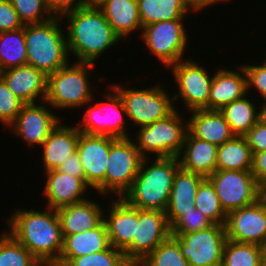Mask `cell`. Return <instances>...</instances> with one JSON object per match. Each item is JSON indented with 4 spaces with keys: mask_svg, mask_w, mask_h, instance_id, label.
Returning <instances> with one entry per match:
<instances>
[{
    "mask_svg": "<svg viewBox=\"0 0 266 266\" xmlns=\"http://www.w3.org/2000/svg\"><path fill=\"white\" fill-rule=\"evenodd\" d=\"M9 233L44 266H53L63 248V235L57 210H18L7 220Z\"/></svg>",
    "mask_w": 266,
    "mask_h": 266,
    "instance_id": "cell-1",
    "label": "cell"
},
{
    "mask_svg": "<svg viewBox=\"0 0 266 266\" xmlns=\"http://www.w3.org/2000/svg\"><path fill=\"white\" fill-rule=\"evenodd\" d=\"M68 51L77 62L94 64L95 60L120 41V37L104 16L100 8H79L64 14Z\"/></svg>",
    "mask_w": 266,
    "mask_h": 266,
    "instance_id": "cell-2",
    "label": "cell"
},
{
    "mask_svg": "<svg viewBox=\"0 0 266 266\" xmlns=\"http://www.w3.org/2000/svg\"><path fill=\"white\" fill-rule=\"evenodd\" d=\"M149 160H142L138 175L122 199L133 208L165 211L179 160L178 157L155 158L148 166Z\"/></svg>",
    "mask_w": 266,
    "mask_h": 266,
    "instance_id": "cell-3",
    "label": "cell"
},
{
    "mask_svg": "<svg viewBox=\"0 0 266 266\" xmlns=\"http://www.w3.org/2000/svg\"><path fill=\"white\" fill-rule=\"evenodd\" d=\"M60 21L61 17H53L43 23L25 25L27 64L46 76L69 63L66 32L62 31Z\"/></svg>",
    "mask_w": 266,
    "mask_h": 266,
    "instance_id": "cell-4",
    "label": "cell"
},
{
    "mask_svg": "<svg viewBox=\"0 0 266 266\" xmlns=\"http://www.w3.org/2000/svg\"><path fill=\"white\" fill-rule=\"evenodd\" d=\"M94 64L75 62L67 64L47 76L45 101L50 108H77L92 103L93 95L89 83V71Z\"/></svg>",
    "mask_w": 266,
    "mask_h": 266,
    "instance_id": "cell-5",
    "label": "cell"
},
{
    "mask_svg": "<svg viewBox=\"0 0 266 266\" xmlns=\"http://www.w3.org/2000/svg\"><path fill=\"white\" fill-rule=\"evenodd\" d=\"M180 115L175 109L167 117L139 128L135 145L143 158H148V153L157 154L156 158L180 155L188 132V122Z\"/></svg>",
    "mask_w": 266,
    "mask_h": 266,
    "instance_id": "cell-6",
    "label": "cell"
},
{
    "mask_svg": "<svg viewBox=\"0 0 266 266\" xmlns=\"http://www.w3.org/2000/svg\"><path fill=\"white\" fill-rule=\"evenodd\" d=\"M110 86L120 94L126 119L129 118L135 126L150 125L167 117L176 108L173 98L168 96L167 90L165 91L160 84L148 89H126L117 83Z\"/></svg>",
    "mask_w": 266,
    "mask_h": 266,
    "instance_id": "cell-7",
    "label": "cell"
},
{
    "mask_svg": "<svg viewBox=\"0 0 266 266\" xmlns=\"http://www.w3.org/2000/svg\"><path fill=\"white\" fill-rule=\"evenodd\" d=\"M143 159L133 139L117 138L108 155L105 195L114 192L117 198H122L138 175Z\"/></svg>",
    "mask_w": 266,
    "mask_h": 266,
    "instance_id": "cell-8",
    "label": "cell"
},
{
    "mask_svg": "<svg viewBox=\"0 0 266 266\" xmlns=\"http://www.w3.org/2000/svg\"><path fill=\"white\" fill-rule=\"evenodd\" d=\"M190 266H221L223 248L227 240L225 225L191 233H171Z\"/></svg>",
    "mask_w": 266,
    "mask_h": 266,
    "instance_id": "cell-9",
    "label": "cell"
},
{
    "mask_svg": "<svg viewBox=\"0 0 266 266\" xmlns=\"http://www.w3.org/2000/svg\"><path fill=\"white\" fill-rule=\"evenodd\" d=\"M112 93L105 94L106 101H100L86 109L83 121L76 126L80 132L90 135H106L114 138H129L124 116L126 111L120 94L111 86Z\"/></svg>",
    "mask_w": 266,
    "mask_h": 266,
    "instance_id": "cell-10",
    "label": "cell"
},
{
    "mask_svg": "<svg viewBox=\"0 0 266 266\" xmlns=\"http://www.w3.org/2000/svg\"><path fill=\"white\" fill-rule=\"evenodd\" d=\"M141 31L140 38L166 67L169 68L183 59L188 44L183 19L151 23Z\"/></svg>",
    "mask_w": 266,
    "mask_h": 266,
    "instance_id": "cell-11",
    "label": "cell"
},
{
    "mask_svg": "<svg viewBox=\"0 0 266 266\" xmlns=\"http://www.w3.org/2000/svg\"><path fill=\"white\" fill-rule=\"evenodd\" d=\"M208 179L214 185L226 214L249 206L262 197V189L251 171L216 170Z\"/></svg>",
    "mask_w": 266,
    "mask_h": 266,
    "instance_id": "cell-12",
    "label": "cell"
},
{
    "mask_svg": "<svg viewBox=\"0 0 266 266\" xmlns=\"http://www.w3.org/2000/svg\"><path fill=\"white\" fill-rule=\"evenodd\" d=\"M171 235L165 211L138 209V224L132 242L123 250L125 259L137 266Z\"/></svg>",
    "mask_w": 266,
    "mask_h": 266,
    "instance_id": "cell-13",
    "label": "cell"
},
{
    "mask_svg": "<svg viewBox=\"0 0 266 266\" xmlns=\"http://www.w3.org/2000/svg\"><path fill=\"white\" fill-rule=\"evenodd\" d=\"M177 83L178 92L173 100L179 97L185 103L188 110L208 109V98L211 90L213 76L210 77L204 67L196 61L180 60L170 66Z\"/></svg>",
    "mask_w": 266,
    "mask_h": 266,
    "instance_id": "cell-14",
    "label": "cell"
},
{
    "mask_svg": "<svg viewBox=\"0 0 266 266\" xmlns=\"http://www.w3.org/2000/svg\"><path fill=\"white\" fill-rule=\"evenodd\" d=\"M117 138L80 132L76 152L84 171L85 182L105 195V172L111 144Z\"/></svg>",
    "mask_w": 266,
    "mask_h": 266,
    "instance_id": "cell-15",
    "label": "cell"
},
{
    "mask_svg": "<svg viewBox=\"0 0 266 266\" xmlns=\"http://www.w3.org/2000/svg\"><path fill=\"white\" fill-rule=\"evenodd\" d=\"M225 230L228 240L264 246L266 244V200L261 197L249 206L229 212Z\"/></svg>",
    "mask_w": 266,
    "mask_h": 266,
    "instance_id": "cell-16",
    "label": "cell"
},
{
    "mask_svg": "<svg viewBox=\"0 0 266 266\" xmlns=\"http://www.w3.org/2000/svg\"><path fill=\"white\" fill-rule=\"evenodd\" d=\"M44 102L24 104L16 120L10 126L15 134L21 137L28 146L39 145L40 148L48 138L50 132L61 121Z\"/></svg>",
    "mask_w": 266,
    "mask_h": 266,
    "instance_id": "cell-17",
    "label": "cell"
},
{
    "mask_svg": "<svg viewBox=\"0 0 266 266\" xmlns=\"http://www.w3.org/2000/svg\"><path fill=\"white\" fill-rule=\"evenodd\" d=\"M13 94L24 104L44 102L47 93V76L31 65H22L2 71L1 77Z\"/></svg>",
    "mask_w": 266,
    "mask_h": 266,
    "instance_id": "cell-18",
    "label": "cell"
},
{
    "mask_svg": "<svg viewBox=\"0 0 266 266\" xmlns=\"http://www.w3.org/2000/svg\"><path fill=\"white\" fill-rule=\"evenodd\" d=\"M44 174L47 177V182L43 193L45 198L47 197L48 208L57 210L87 200L83 197L89 188L85 178L72 177L57 169L44 172Z\"/></svg>",
    "mask_w": 266,
    "mask_h": 266,
    "instance_id": "cell-19",
    "label": "cell"
},
{
    "mask_svg": "<svg viewBox=\"0 0 266 266\" xmlns=\"http://www.w3.org/2000/svg\"><path fill=\"white\" fill-rule=\"evenodd\" d=\"M205 177L179 167L174 175L165 213L170 228L192 208L200 183Z\"/></svg>",
    "mask_w": 266,
    "mask_h": 266,
    "instance_id": "cell-20",
    "label": "cell"
},
{
    "mask_svg": "<svg viewBox=\"0 0 266 266\" xmlns=\"http://www.w3.org/2000/svg\"><path fill=\"white\" fill-rule=\"evenodd\" d=\"M108 217L104 221L108 230L109 243L116 249L124 250L133 239L138 224V209L128 205L122 198L111 200Z\"/></svg>",
    "mask_w": 266,
    "mask_h": 266,
    "instance_id": "cell-21",
    "label": "cell"
},
{
    "mask_svg": "<svg viewBox=\"0 0 266 266\" xmlns=\"http://www.w3.org/2000/svg\"><path fill=\"white\" fill-rule=\"evenodd\" d=\"M239 71L219 69L211 82L208 110H221L224 106L244 97L248 92L247 74L241 65Z\"/></svg>",
    "mask_w": 266,
    "mask_h": 266,
    "instance_id": "cell-22",
    "label": "cell"
},
{
    "mask_svg": "<svg viewBox=\"0 0 266 266\" xmlns=\"http://www.w3.org/2000/svg\"><path fill=\"white\" fill-rule=\"evenodd\" d=\"M63 238L61 255L53 266H64L72 258L101 252L110 246L104 220L94 229L63 236Z\"/></svg>",
    "mask_w": 266,
    "mask_h": 266,
    "instance_id": "cell-23",
    "label": "cell"
},
{
    "mask_svg": "<svg viewBox=\"0 0 266 266\" xmlns=\"http://www.w3.org/2000/svg\"><path fill=\"white\" fill-rule=\"evenodd\" d=\"M188 132L217 147L231 140L235 135L220 110L197 109L190 111Z\"/></svg>",
    "mask_w": 266,
    "mask_h": 266,
    "instance_id": "cell-24",
    "label": "cell"
},
{
    "mask_svg": "<svg viewBox=\"0 0 266 266\" xmlns=\"http://www.w3.org/2000/svg\"><path fill=\"white\" fill-rule=\"evenodd\" d=\"M79 134L76 126L57 124L42 145L43 172L57 169L68 156L76 152Z\"/></svg>",
    "mask_w": 266,
    "mask_h": 266,
    "instance_id": "cell-25",
    "label": "cell"
},
{
    "mask_svg": "<svg viewBox=\"0 0 266 266\" xmlns=\"http://www.w3.org/2000/svg\"><path fill=\"white\" fill-rule=\"evenodd\" d=\"M217 148L216 145L193 137L187 132L184 145L178 155L180 167L208 178L216 171Z\"/></svg>",
    "mask_w": 266,
    "mask_h": 266,
    "instance_id": "cell-26",
    "label": "cell"
},
{
    "mask_svg": "<svg viewBox=\"0 0 266 266\" xmlns=\"http://www.w3.org/2000/svg\"><path fill=\"white\" fill-rule=\"evenodd\" d=\"M62 235H74L91 230L104 220L101 206L89 199L57 209Z\"/></svg>",
    "mask_w": 266,
    "mask_h": 266,
    "instance_id": "cell-27",
    "label": "cell"
},
{
    "mask_svg": "<svg viewBox=\"0 0 266 266\" xmlns=\"http://www.w3.org/2000/svg\"><path fill=\"white\" fill-rule=\"evenodd\" d=\"M100 9L121 40L134 30H142L137 0H104Z\"/></svg>",
    "mask_w": 266,
    "mask_h": 266,
    "instance_id": "cell-28",
    "label": "cell"
},
{
    "mask_svg": "<svg viewBox=\"0 0 266 266\" xmlns=\"http://www.w3.org/2000/svg\"><path fill=\"white\" fill-rule=\"evenodd\" d=\"M142 28L156 22L185 19L186 0H137Z\"/></svg>",
    "mask_w": 266,
    "mask_h": 266,
    "instance_id": "cell-29",
    "label": "cell"
},
{
    "mask_svg": "<svg viewBox=\"0 0 266 266\" xmlns=\"http://www.w3.org/2000/svg\"><path fill=\"white\" fill-rule=\"evenodd\" d=\"M250 147L243 136H234L217 148L216 170L251 171Z\"/></svg>",
    "mask_w": 266,
    "mask_h": 266,
    "instance_id": "cell-30",
    "label": "cell"
},
{
    "mask_svg": "<svg viewBox=\"0 0 266 266\" xmlns=\"http://www.w3.org/2000/svg\"><path fill=\"white\" fill-rule=\"evenodd\" d=\"M246 96L220 110L235 136H244L260 120V110Z\"/></svg>",
    "mask_w": 266,
    "mask_h": 266,
    "instance_id": "cell-31",
    "label": "cell"
},
{
    "mask_svg": "<svg viewBox=\"0 0 266 266\" xmlns=\"http://www.w3.org/2000/svg\"><path fill=\"white\" fill-rule=\"evenodd\" d=\"M27 64L24 27L0 33V67L2 71Z\"/></svg>",
    "mask_w": 266,
    "mask_h": 266,
    "instance_id": "cell-32",
    "label": "cell"
},
{
    "mask_svg": "<svg viewBox=\"0 0 266 266\" xmlns=\"http://www.w3.org/2000/svg\"><path fill=\"white\" fill-rule=\"evenodd\" d=\"M221 266H263L262 246L227 239Z\"/></svg>",
    "mask_w": 266,
    "mask_h": 266,
    "instance_id": "cell-33",
    "label": "cell"
},
{
    "mask_svg": "<svg viewBox=\"0 0 266 266\" xmlns=\"http://www.w3.org/2000/svg\"><path fill=\"white\" fill-rule=\"evenodd\" d=\"M0 266H44L8 231L0 234Z\"/></svg>",
    "mask_w": 266,
    "mask_h": 266,
    "instance_id": "cell-34",
    "label": "cell"
},
{
    "mask_svg": "<svg viewBox=\"0 0 266 266\" xmlns=\"http://www.w3.org/2000/svg\"><path fill=\"white\" fill-rule=\"evenodd\" d=\"M194 203L195 208L214 224L225 225L227 214L222 209L215 187L208 178L200 183Z\"/></svg>",
    "mask_w": 266,
    "mask_h": 266,
    "instance_id": "cell-35",
    "label": "cell"
},
{
    "mask_svg": "<svg viewBox=\"0 0 266 266\" xmlns=\"http://www.w3.org/2000/svg\"><path fill=\"white\" fill-rule=\"evenodd\" d=\"M137 266H190L178 242L170 235Z\"/></svg>",
    "mask_w": 266,
    "mask_h": 266,
    "instance_id": "cell-36",
    "label": "cell"
},
{
    "mask_svg": "<svg viewBox=\"0 0 266 266\" xmlns=\"http://www.w3.org/2000/svg\"><path fill=\"white\" fill-rule=\"evenodd\" d=\"M64 266H132L123 251L109 246L106 250L70 259Z\"/></svg>",
    "mask_w": 266,
    "mask_h": 266,
    "instance_id": "cell-37",
    "label": "cell"
},
{
    "mask_svg": "<svg viewBox=\"0 0 266 266\" xmlns=\"http://www.w3.org/2000/svg\"><path fill=\"white\" fill-rule=\"evenodd\" d=\"M11 2L23 25L43 23L54 17L45 0H11Z\"/></svg>",
    "mask_w": 266,
    "mask_h": 266,
    "instance_id": "cell-38",
    "label": "cell"
},
{
    "mask_svg": "<svg viewBox=\"0 0 266 266\" xmlns=\"http://www.w3.org/2000/svg\"><path fill=\"white\" fill-rule=\"evenodd\" d=\"M24 103L9 89L5 81L0 78V122L10 127L20 113Z\"/></svg>",
    "mask_w": 266,
    "mask_h": 266,
    "instance_id": "cell-39",
    "label": "cell"
},
{
    "mask_svg": "<svg viewBox=\"0 0 266 266\" xmlns=\"http://www.w3.org/2000/svg\"><path fill=\"white\" fill-rule=\"evenodd\" d=\"M213 225L214 223L200 210L192 208L171 227V233H191Z\"/></svg>",
    "mask_w": 266,
    "mask_h": 266,
    "instance_id": "cell-40",
    "label": "cell"
},
{
    "mask_svg": "<svg viewBox=\"0 0 266 266\" xmlns=\"http://www.w3.org/2000/svg\"><path fill=\"white\" fill-rule=\"evenodd\" d=\"M247 74V86L254 88L261 97L266 101V63L263 61L261 65H243Z\"/></svg>",
    "mask_w": 266,
    "mask_h": 266,
    "instance_id": "cell-41",
    "label": "cell"
},
{
    "mask_svg": "<svg viewBox=\"0 0 266 266\" xmlns=\"http://www.w3.org/2000/svg\"><path fill=\"white\" fill-rule=\"evenodd\" d=\"M24 27L11 0H0V33Z\"/></svg>",
    "mask_w": 266,
    "mask_h": 266,
    "instance_id": "cell-42",
    "label": "cell"
},
{
    "mask_svg": "<svg viewBox=\"0 0 266 266\" xmlns=\"http://www.w3.org/2000/svg\"><path fill=\"white\" fill-rule=\"evenodd\" d=\"M252 155L266 150V123L261 119L243 136Z\"/></svg>",
    "mask_w": 266,
    "mask_h": 266,
    "instance_id": "cell-43",
    "label": "cell"
},
{
    "mask_svg": "<svg viewBox=\"0 0 266 266\" xmlns=\"http://www.w3.org/2000/svg\"><path fill=\"white\" fill-rule=\"evenodd\" d=\"M251 172L259 187H266V150L253 154Z\"/></svg>",
    "mask_w": 266,
    "mask_h": 266,
    "instance_id": "cell-44",
    "label": "cell"
},
{
    "mask_svg": "<svg viewBox=\"0 0 266 266\" xmlns=\"http://www.w3.org/2000/svg\"><path fill=\"white\" fill-rule=\"evenodd\" d=\"M54 17H62L64 14L79 9L78 0H45Z\"/></svg>",
    "mask_w": 266,
    "mask_h": 266,
    "instance_id": "cell-45",
    "label": "cell"
},
{
    "mask_svg": "<svg viewBox=\"0 0 266 266\" xmlns=\"http://www.w3.org/2000/svg\"><path fill=\"white\" fill-rule=\"evenodd\" d=\"M58 171L69 174L72 177L76 178H85L82 164L77 152L67 157V160L64 161L58 168Z\"/></svg>",
    "mask_w": 266,
    "mask_h": 266,
    "instance_id": "cell-46",
    "label": "cell"
},
{
    "mask_svg": "<svg viewBox=\"0 0 266 266\" xmlns=\"http://www.w3.org/2000/svg\"><path fill=\"white\" fill-rule=\"evenodd\" d=\"M223 2V0H186V3L191 8V11L198 12L201 11L203 8L210 7L212 4H216L218 2Z\"/></svg>",
    "mask_w": 266,
    "mask_h": 266,
    "instance_id": "cell-47",
    "label": "cell"
},
{
    "mask_svg": "<svg viewBox=\"0 0 266 266\" xmlns=\"http://www.w3.org/2000/svg\"><path fill=\"white\" fill-rule=\"evenodd\" d=\"M79 8H100L104 0H78Z\"/></svg>",
    "mask_w": 266,
    "mask_h": 266,
    "instance_id": "cell-48",
    "label": "cell"
},
{
    "mask_svg": "<svg viewBox=\"0 0 266 266\" xmlns=\"http://www.w3.org/2000/svg\"><path fill=\"white\" fill-rule=\"evenodd\" d=\"M260 119L266 123V101L263 103V105L260 107Z\"/></svg>",
    "mask_w": 266,
    "mask_h": 266,
    "instance_id": "cell-49",
    "label": "cell"
},
{
    "mask_svg": "<svg viewBox=\"0 0 266 266\" xmlns=\"http://www.w3.org/2000/svg\"><path fill=\"white\" fill-rule=\"evenodd\" d=\"M262 263L266 266V244L262 246Z\"/></svg>",
    "mask_w": 266,
    "mask_h": 266,
    "instance_id": "cell-50",
    "label": "cell"
},
{
    "mask_svg": "<svg viewBox=\"0 0 266 266\" xmlns=\"http://www.w3.org/2000/svg\"><path fill=\"white\" fill-rule=\"evenodd\" d=\"M262 197L266 200V187L262 189Z\"/></svg>",
    "mask_w": 266,
    "mask_h": 266,
    "instance_id": "cell-51",
    "label": "cell"
},
{
    "mask_svg": "<svg viewBox=\"0 0 266 266\" xmlns=\"http://www.w3.org/2000/svg\"><path fill=\"white\" fill-rule=\"evenodd\" d=\"M2 77V69H1V67H0V78Z\"/></svg>",
    "mask_w": 266,
    "mask_h": 266,
    "instance_id": "cell-52",
    "label": "cell"
}]
</instances>
